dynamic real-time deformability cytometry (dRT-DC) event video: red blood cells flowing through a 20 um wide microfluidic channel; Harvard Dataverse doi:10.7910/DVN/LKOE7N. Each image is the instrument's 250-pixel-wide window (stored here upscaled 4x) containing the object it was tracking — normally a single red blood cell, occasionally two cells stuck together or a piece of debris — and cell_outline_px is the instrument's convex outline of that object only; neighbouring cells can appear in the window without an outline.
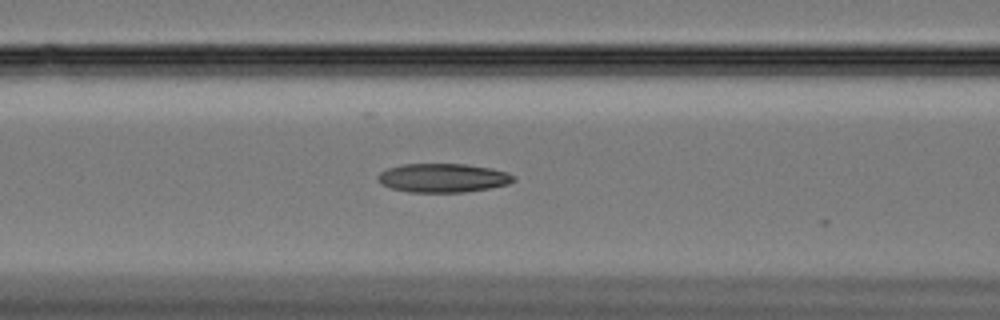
{"species": "Egyptian fruit bat (a non-hibernating species)", "species_latin": "Rousettus aegyptiacus", "temperature_condition": "cold", "stored_images_in_passage": 13, "camera_frame_rate_fps": 3000, "um_per_image_px": 0.085, "animal": {"sex": "female"}, "frame": {"image": 1, "passage_image": 4, "time_ms": 1.0, "image_size_px": [1000, 320], "cell_outline_px": [[516, 180], [508, 184], [488, 188], [464, 192], [408, 192], [392, 188], [380, 184], [376, 176], [380, 172], [388, 168], [400, 164], [464, 164], [492, 168], [508, 172], [516, 176]], "centroid_in_image_um": [37.65, 15.12], "position_along_channel_um": 128.9, "area_um2": 22.95}}
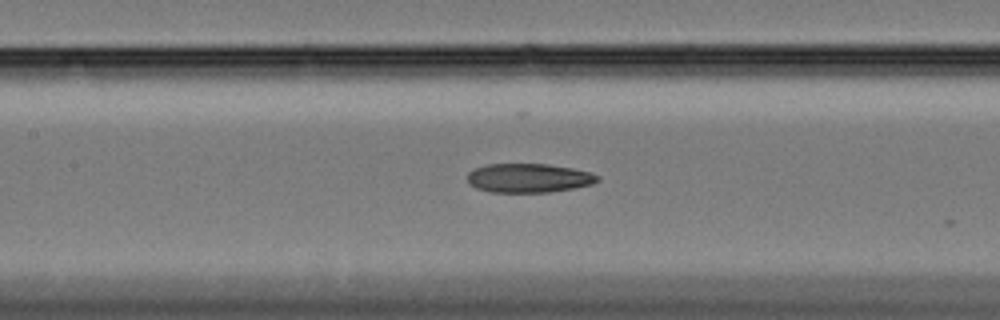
{"frame": {"image": 2, "passage_image": 7, "time_ms": 2.0, "image_size_px": [1000, 320], "cell_outline_px": [[600, 180], [592, 184], [572, 188], [548, 192], [492, 192], [476, 188], [468, 180], [468, 172], [476, 168], [488, 164], [548, 164], [572, 168], [588, 172], [600, 176]], "centroid_in_image_um": [44.95, 15.13], "position_along_channel_um": 162.4, "area_um2": 21.79}}
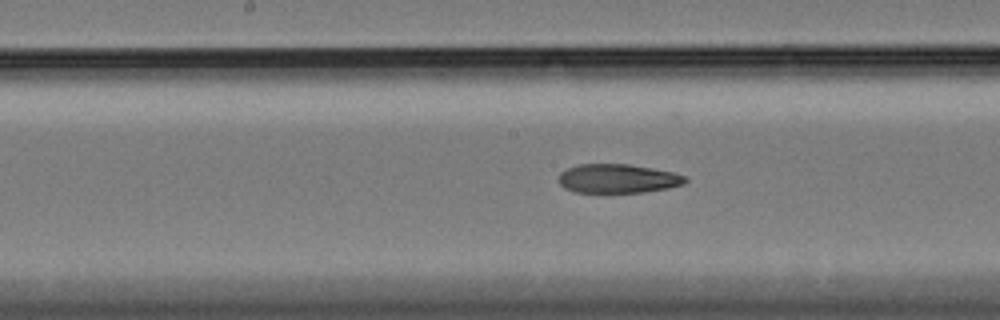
{"frame": {"image": 3, "passage_image": 10, "time_ms": 3.0, "image_size_px": [1000, 320], "cell_outline_px": [[688, 180], [684, 184], [668, 188], [644, 192], [576, 192], [564, 188], [560, 184], [560, 172], [568, 168], [580, 164], [628, 164], [652, 168], [672, 172], [684, 176]], "centroid_in_image_um": [52.52, 15.18], "position_along_channel_um": 195.7, "area_um2": 21.21}}